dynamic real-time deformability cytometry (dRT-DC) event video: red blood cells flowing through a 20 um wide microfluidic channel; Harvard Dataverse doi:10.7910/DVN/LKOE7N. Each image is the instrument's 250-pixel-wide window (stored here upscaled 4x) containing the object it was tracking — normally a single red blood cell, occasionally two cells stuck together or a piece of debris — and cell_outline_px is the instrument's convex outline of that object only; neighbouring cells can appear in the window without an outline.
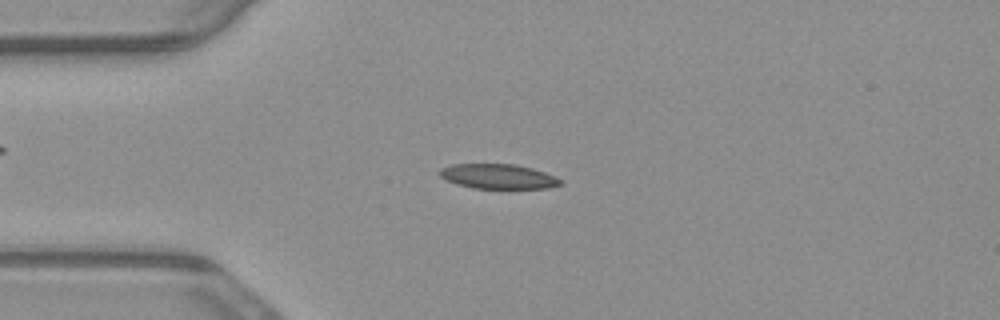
{"species": "common noctule bat (a hibernating species)", "species_latin": "Nyctalus noctula", "temperature_condition": "warm", "stored_images_in_passage": 53, "camera_frame_rate_fps": 3000, "um_per_image_px": 0.085, "animal": {"sex": "male", "body_mass_g": 23.1, "forearm_length_mm": 52.7}, "frame": {"image": 1, "passage_image": 13, "time_ms": 4.0, "image_size_px": [1000, 320], "cell_outline_px": [[564, 184], [548, 188], [472, 188], [456, 184], [440, 176], [440, 168], [452, 164], [516, 164], [532, 168], [556, 176]], "centroid_in_image_um": [42.36, 14.99], "position_along_channel_um": 42.6, "area_um2": 17.4}}
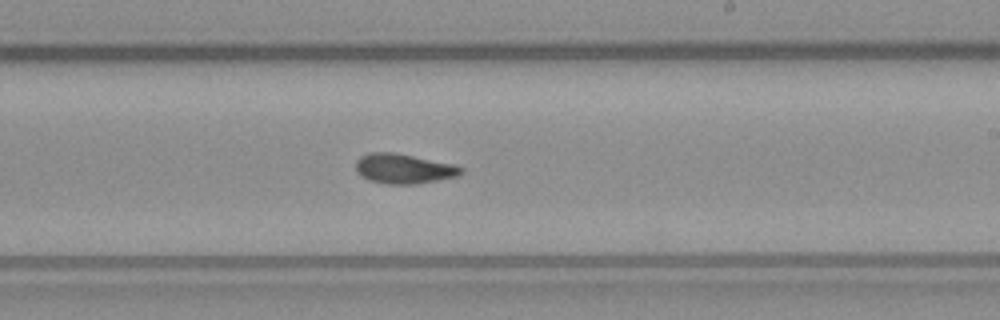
{"frame": {"image": 2, "passage_image": 31, "time_ms": 10.0, "image_size_px": [1000, 320], "cell_outline_px": [[464, 172], [456, 176], [416, 184], [384, 184], [368, 180], [360, 176], [356, 172], [356, 160], [360, 156], [368, 152], [392, 152], [456, 164], [464, 168]], "centroid_in_image_um": [34.29, 14.33], "position_along_channel_um": 254.7, "area_um2": 18.5}}
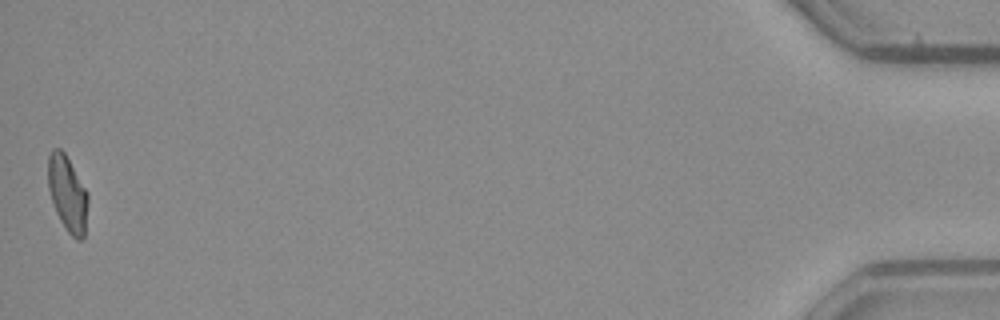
{"frame": {"image": 3, "passage_image": 53, "time_ms": 17.333, "image_size_px": [1000, 320], "cell_outline_px": [[88, 204], [84, 236], [80, 240], [76, 240], [68, 232], [60, 220], [56, 212], [48, 188], [48, 156], [52, 148], [60, 148], [64, 152], [88, 192]], "centroid_in_image_um": [5.74, 16.45], "position_along_channel_um": 429.5, "area_um2": 17.57}, "authors_computed_cell_mechanics": {"area_um2": 17.5712, "velocity_mm_per_s": 3.8463, "shape_relaxation_time_tau1_ms": 7.147, "shape_relaxation_time_tau2_ms": 2.6035, "deformation_change_tau1": 0.2008, "deformation_change_tau2": 0.078}}